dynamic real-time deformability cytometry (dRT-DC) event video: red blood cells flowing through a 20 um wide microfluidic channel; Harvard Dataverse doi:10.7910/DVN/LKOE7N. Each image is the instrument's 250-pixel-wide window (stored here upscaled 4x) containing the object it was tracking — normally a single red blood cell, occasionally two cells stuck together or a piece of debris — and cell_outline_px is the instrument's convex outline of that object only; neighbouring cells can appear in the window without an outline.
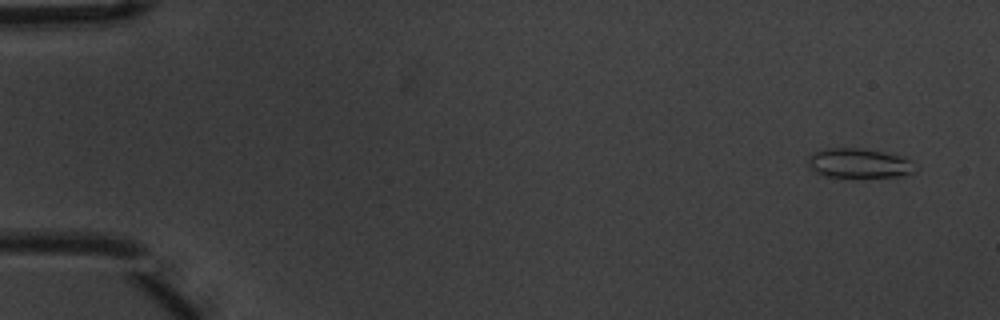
{"species": "common noctule bat (a hibernating species)", "species_latin": "Nyctalus noctula", "temperature_condition": "warm", "stored_images_in_passage": 4, "camera_frame_rate_fps": 3000, "um_per_image_px": 0.085, "animal": {"sex": "male", "body_mass_g": 20.1, "forearm_length_mm": 53.5}, "frame": {"image": 1, "passage_image": 4, "time_ms": 1.0, "image_size_px": [1000, 320], "cell_outline_px": [[920, 168], [916, 172], [900, 176], [828, 176], [816, 172], [808, 164], [808, 156], [816, 152], [828, 148], [856, 148], [880, 152], [900, 156], [912, 160]], "centroid_in_image_um": [73.09, 13.87], "position_along_channel_um": 11.9, "area_um2": 18.09}}